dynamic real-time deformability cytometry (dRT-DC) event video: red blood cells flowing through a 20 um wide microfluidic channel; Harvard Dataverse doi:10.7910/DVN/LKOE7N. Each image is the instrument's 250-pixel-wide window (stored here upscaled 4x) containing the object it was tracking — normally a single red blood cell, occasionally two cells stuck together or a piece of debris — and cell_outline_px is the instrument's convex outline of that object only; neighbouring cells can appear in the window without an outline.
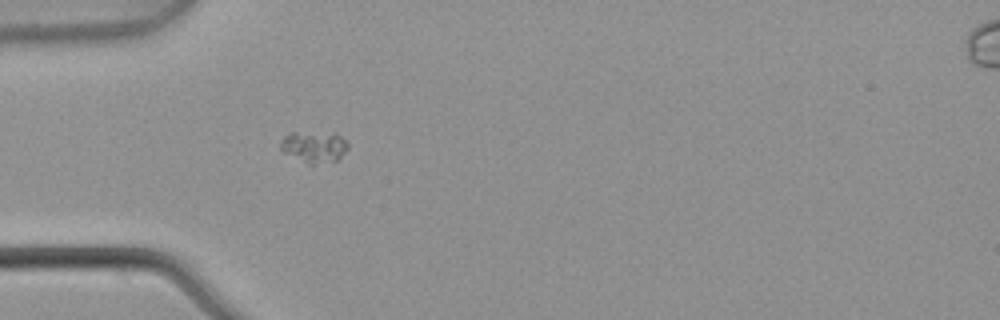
{"species": "common noctule bat (a hibernating species)", "species_latin": "Nyctalus noctula", "temperature_condition": "warm", "stored_images_in_passage": 3, "camera_frame_rate_fps": 3000, "um_per_image_px": 0.085, "animal": {"sex": "male", "body_mass_g": 21.5, "forearm_length_mm": 52.0}, "frame": {"image": 1, "passage_image": 3, "time_ms": 0.667, "image_size_px": [1000, 320], "cell_outline_px": [[348, 148], [336, 160], [312, 164], [308, 164], [284, 152], [280, 148], [280, 140], [284, 136], [292, 132], [296, 132], [340, 136], [348, 140]], "centroid_in_image_um": [26.67, 12.49], "position_along_channel_um": 58.3, "area_um2": 11.79}}